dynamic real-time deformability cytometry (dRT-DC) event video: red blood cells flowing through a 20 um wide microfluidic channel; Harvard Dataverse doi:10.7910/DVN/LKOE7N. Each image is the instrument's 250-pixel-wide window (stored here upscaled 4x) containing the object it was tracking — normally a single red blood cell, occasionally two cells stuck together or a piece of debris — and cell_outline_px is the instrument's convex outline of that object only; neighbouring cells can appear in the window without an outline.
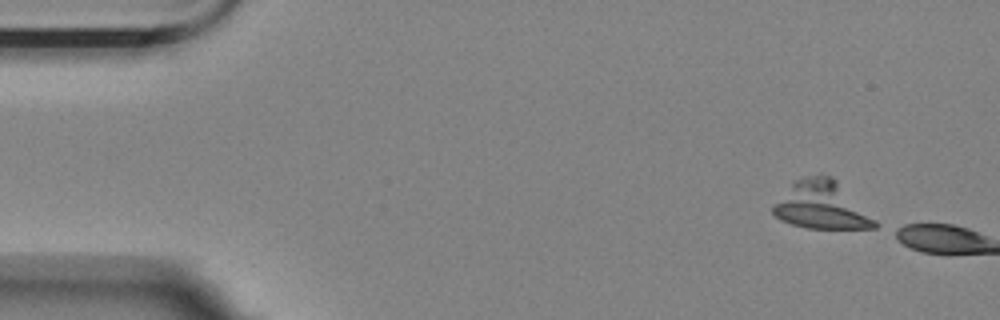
{"species": "Egyptian fruit bat (a non-hibernating species)", "species_latin": "Rousettus aegyptiacus", "temperature_condition": "room temperature", "stored_images_in_passage": 3, "camera_frame_rate_fps": 3000, "um_per_image_px": 0.085, "animal": {"sex": "female"}, "frame": {"image": 1, "passage_image": 1, "time_ms": 0.0, "image_size_px": [1000, 320], "cell_outline_px": [[880, 224], [876, 228], [808, 228], [792, 224], [780, 220], [772, 212], [772, 208], [792, 184], [796, 180], [804, 176], [820, 172], [832, 176]], "centroid_in_image_um": [69.85, 17.44], "position_along_channel_um": 15.1, "area_um2": 27.98}}